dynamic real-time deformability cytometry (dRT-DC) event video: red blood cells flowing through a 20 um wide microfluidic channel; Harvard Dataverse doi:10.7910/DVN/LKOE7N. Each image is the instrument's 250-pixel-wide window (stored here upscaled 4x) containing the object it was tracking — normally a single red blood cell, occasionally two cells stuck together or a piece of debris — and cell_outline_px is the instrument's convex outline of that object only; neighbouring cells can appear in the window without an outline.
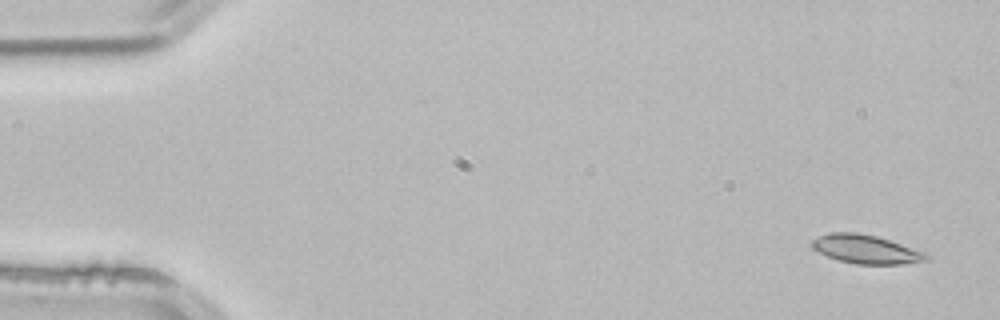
{"species": "common noctule bat (a hibernating species)", "species_latin": "Nyctalus noctula", "temperature_condition": "room temperature", "stored_images_in_passage": 4, "camera_frame_rate_fps": 3000, "um_per_image_px": 0.085, "animal": {"sex": "male", "body_mass_g": 21.5, "forearm_length_mm": 52.0}, "frame": {"image": 1, "passage_image": 1, "time_ms": 0.0, "image_size_px": [1000, 320], "cell_outline_px": [[928, 260], [904, 264], [856, 264], [840, 260], [828, 256], [812, 248], [812, 240], [820, 236], [832, 232], [856, 232], [876, 236], [924, 252], [928, 256]], "centroid_in_image_um": [73.6, 21.19], "position_along_channel_um": 11.4, "area_um2": 18.73}}